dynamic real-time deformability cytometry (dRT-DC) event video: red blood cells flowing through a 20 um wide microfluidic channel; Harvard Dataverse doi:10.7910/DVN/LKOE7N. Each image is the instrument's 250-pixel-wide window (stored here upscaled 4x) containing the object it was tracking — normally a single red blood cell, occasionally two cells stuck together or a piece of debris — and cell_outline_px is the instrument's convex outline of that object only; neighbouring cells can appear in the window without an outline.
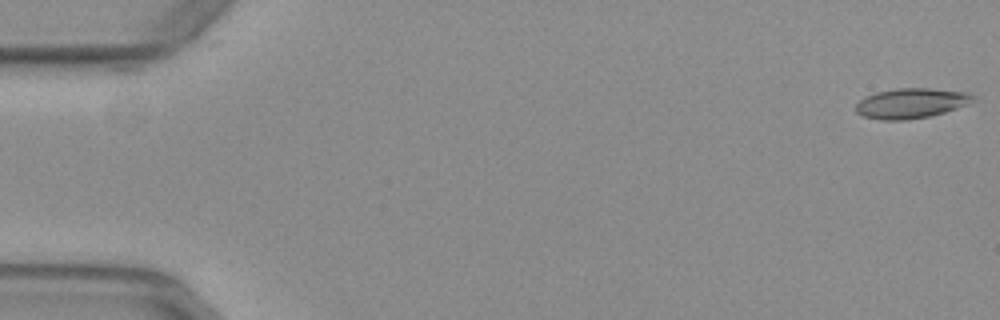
{"species": "common noctule bat (a hibernating species)", "species_latin": "Nyctalus noctula", "temperature_condition": "warm", "stored_images_in_passage": 13, "camera_frame_rate_fps": 3000, "um_per_image_px": 0.085, "animal": {"sex": "female", "body_mass_g": 29.2, "forearm_length_mm": 56.3}, "frame": {"image": 1, "passage_image": 1, "time_ms": 0.0, "image_size_px": [1000, 320], "cell_outline_px": [[976, 96], [968, 104], [944, 112], [928, 116], [904, 120], [880, 120], [864, 116], [856, 112], [856, 104], [860, 100], [876, 92], [896, 88], [932, 88], [968, 92]], "centroid_in_image_um": [77.45, 8.76], "position_along_channel_um": 7.5, "area_um2": 20.4}}